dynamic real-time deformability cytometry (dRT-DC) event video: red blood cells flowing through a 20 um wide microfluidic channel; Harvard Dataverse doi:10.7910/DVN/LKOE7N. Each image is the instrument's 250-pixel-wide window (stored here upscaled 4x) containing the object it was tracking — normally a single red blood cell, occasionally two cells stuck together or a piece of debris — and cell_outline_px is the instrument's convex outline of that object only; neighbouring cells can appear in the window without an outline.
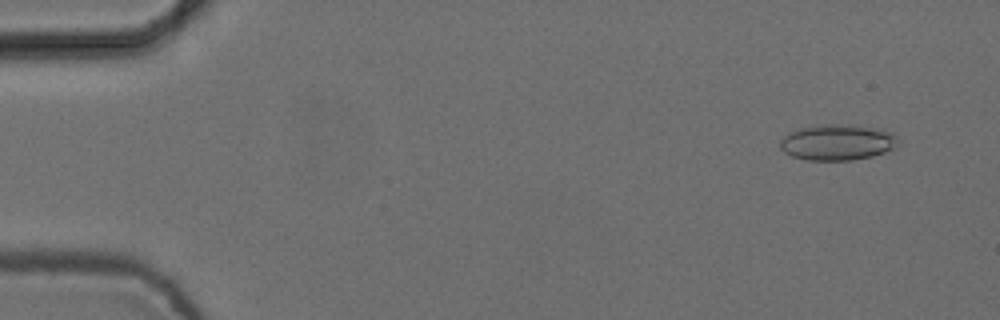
{"species": "common noctule bat (a hibernating species)", "species_latin": "Nyctalus noctula", "temperature_condition": "cold", "stored_images_in_passage": 7, "camera_frame_rate_fps": 3000, "um_per_image_px": 0.085, "animal": {"sex": "female", "body_mass_g": 24.6, "forearm_length_mm": 56.2}, "frame": {"image": 1, "passage_image": 1, "time_ms": 0.0, "image_size_px": [1000, 320], "cell_outline_px": [[900, 144], [896, 148], [872, 156], [852, 160], [808, 160], [792, 156], [784, 152], [780, 148], [780, 140], [788, 132], [800, 128], [832, 124], [852, 124], [884, 128], [892, 132], [900, 140]], "centroid_in_image_um": [71.25, 12.08], "position_along_channel_um": 13.7, "area_um2": 25.09}}
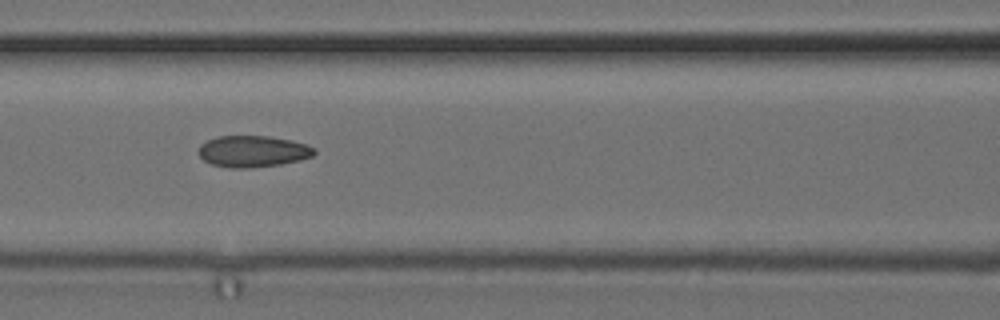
{"frame": {"image": 2, "passage_image": 6, "time_ms": 1.667, "image_size_px": [1000, 320], "cell_outline_px": [[316, 152], [312, 156], [300, 160], [280, 164], [248, 168], [228, 168], [212, 164], [204, 160], [196, 152], [200, 144], [216, 136], [268, 136], [292, 140], [308, 144], [316, 148]], "centroid_in_image_um": [21.49, 12.86], "position_along_channel_um": 145.1, "area_um2": 21.44}}
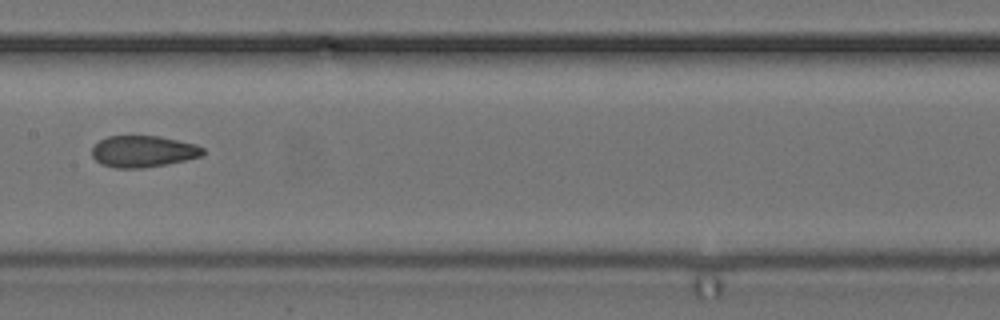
{"frame": {"image": 3, "passage_image": 7, "time_ms": 2.0, "image_size_px": [1000, 320], "cell_outline_px": [[204, 152], [200, 156], [168, 164], [144, 168], [116, 168], [100, 164], [92, 156], [92, 148], [100, 140], [108, 136], [160, 136], [196, 144], [204, 148]], "centroid_in_image_um": [12.16, 12.87], "position_along_channel_um": 195.2, "area_um2": 20.4}}